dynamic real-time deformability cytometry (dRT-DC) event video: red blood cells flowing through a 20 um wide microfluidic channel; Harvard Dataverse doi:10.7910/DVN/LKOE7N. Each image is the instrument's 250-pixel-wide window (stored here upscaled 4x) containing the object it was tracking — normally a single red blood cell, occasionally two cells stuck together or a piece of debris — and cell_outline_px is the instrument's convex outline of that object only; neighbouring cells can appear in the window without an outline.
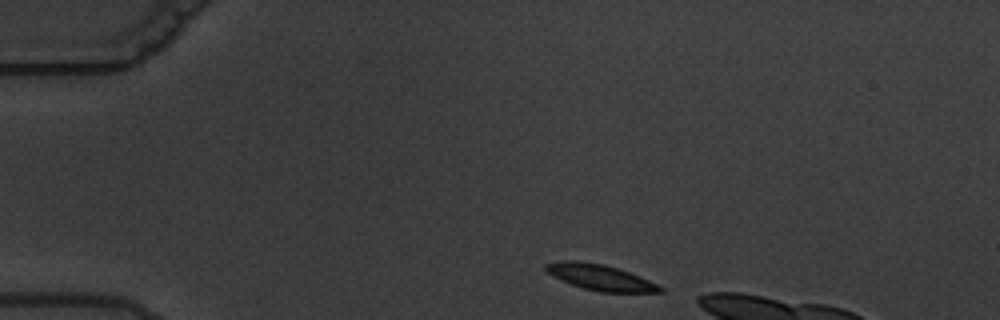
{"species": "common noctule bat (a hibernating species)", "species_latin": "Nyctalus noctula", "temperature_condition": "warm", "stored_images_in_passage": 3, "camera_frame_rate_fps": 3000, "um_per_image_px": 0.085, "animal": {"sex": "male", "body_mass_g": 19.5, "forearm_length_mm": 54.6}, "frame": {"image": 1, "passage_image": 1, "time_ms": 0.0, "image_size_px": [1000, 320], "cell_outline_px": [[664, 292], [600, 292], [584, 288], [572, 284], [552, 276], [544, 272], [544, 264], [560, 260], [580, 260], [604, 264], [640, 276], [664, 288]], "centroid_in_image_um": [50.96, 23.56], "position_along_channel_um": 34.0, "area_um2": 17.22}}